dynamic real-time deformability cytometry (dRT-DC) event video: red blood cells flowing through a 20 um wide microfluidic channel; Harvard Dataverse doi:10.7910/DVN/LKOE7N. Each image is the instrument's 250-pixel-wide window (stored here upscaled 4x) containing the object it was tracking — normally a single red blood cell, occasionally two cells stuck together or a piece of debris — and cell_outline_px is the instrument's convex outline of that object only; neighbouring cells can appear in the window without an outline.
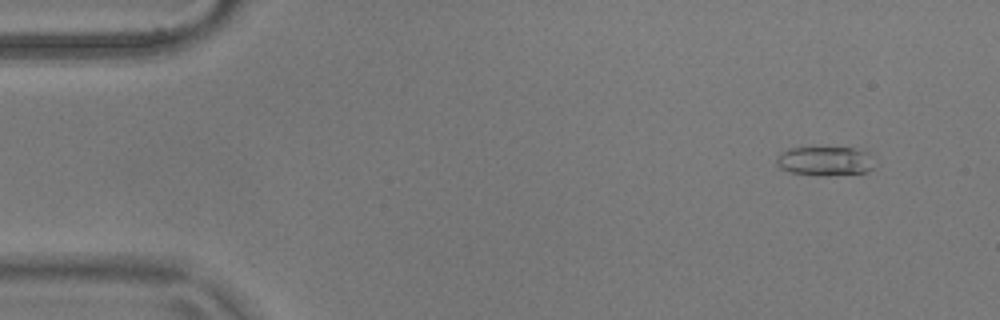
{"species": "common noctule bat (a hibernating species)", "species_latin": "Nyctalus noctula", "temperature_condition": "warm", "stored_images_in_passage": 54, "camera_frame_rate_fps": 3000, "um_per_image_px": 0.085, "animal": {"sex": "male", "body_mass_g": 17.9}, "frame": {"image": 1, "passage_image": 4, "time_ms": 1.0, "image_size_px": [1000, 320], "cell_outline_px": [[872, 168], [868, 172], [828, 176], [820, 176], [792, 172], [780, 168], [776, 164], [776, 156], [780, 152], [788, 148], [852, 148], [868, 152]], "centroid_in_image_um": [70.06, 13.7], "position_along_channel_um": 14.9, "area_um2": 16.59}}
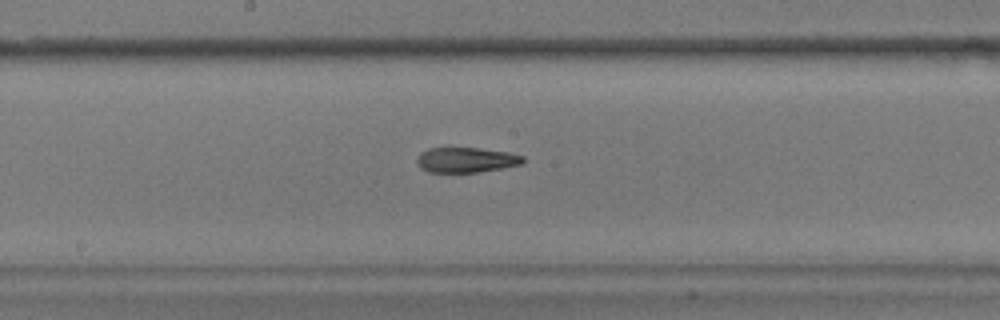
{"frame": {"image": 2, "passage_image": 28, "time_ms": 9.0, "image_size_px": [1000, 320], "cell_outline_px": [[524, 160], [520, 164], [500, 168], [476, 172], [428, 172], [420, 168], [416, 164], [416, 160], [420, 152], [428, 148], [480, 148], [508, 152], [524, 156]], "centroid_in_image_um": [39.56, 13.59], "position_along_channel_um": 208.6, "area_um2": 15.49}}
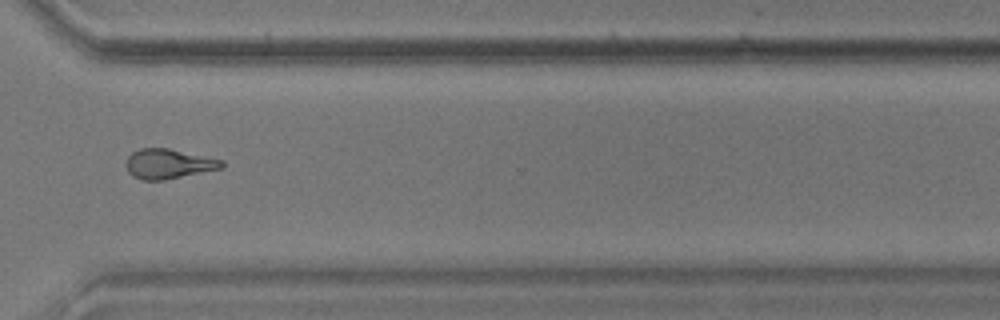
{"frame": {"image": 3, "passage_image": 40, "time_ms": 13.0, "image_size_px": [1000, 320], "cell_outline_px": [[224, 168], [164, 180], [144, 180], [132, 176], [128, 172], [124, 164], [128, 156], [132, 152], [140, 148], [168, 148], [224, 160]], "centroid_in_image_um": [14.31, 13.93], "position_along_channel_um": 356.3, "area_um2": 16.76}, "authors_computed_cell_mechanics": {"area_um2": 16.2129, "velocity_mm_per_s": 3.6955, "shape_relaxation_time_tau1_ms": null, "shape_relaxation_time_tau2_ms": 3.881, "deformation_change_tau1": null, "deformation_change_tau2": 0.1486}}